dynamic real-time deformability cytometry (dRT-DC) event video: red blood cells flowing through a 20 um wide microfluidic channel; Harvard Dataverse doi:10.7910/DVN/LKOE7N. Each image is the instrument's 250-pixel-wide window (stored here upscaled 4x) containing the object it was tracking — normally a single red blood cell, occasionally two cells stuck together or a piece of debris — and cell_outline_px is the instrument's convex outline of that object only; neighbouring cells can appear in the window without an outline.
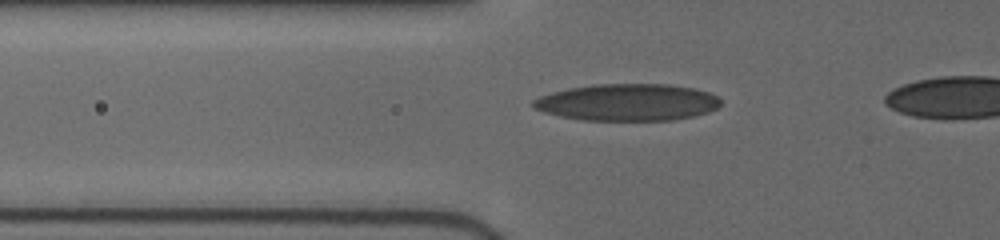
{"species": "human", "species_latin": "Homo sapiens", "temperature_condition": "cold", "stored_images_in_passage": 7, "camera_frame_rate_fps": 3000, "um_per_image_px": 0.085, "donor": {"sex": "female"}, "frame": {"image": 1, "passage_image": 4, "time_ms": 2.0, "image_size_px": [1000, 240], "cell_outline_px": [[720, 104], [716, 108], [708, 112], [692, 116], [672, 120], [584, 120], [560, 116], [544, 112], [532, 108], [532, 100], [540, 96], [552, 92], [568, 88], [592, 84], [668, 84], [692, 88], [708, 92], [716, 96], [720, 100]], "centroid_in_image_um": [53.29, 8.69], "position_along_channel_um": 72.5, "area_um2": 40.29}}
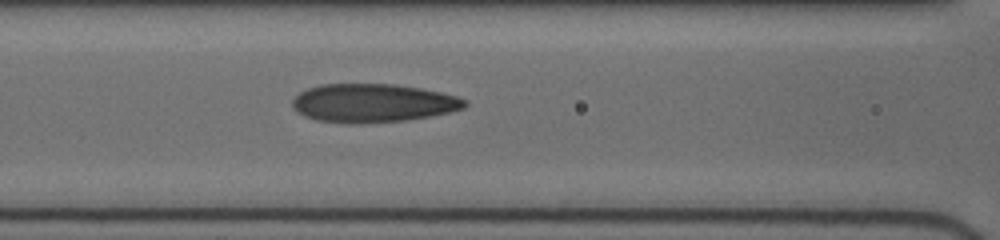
{"frame": {"image": 2, "passage_image": 7, "time_ms": 3.667, "image_size_px": [1000, 240], "cell_outline_px": [[468, 104], [464, 108], [432, 116], [404, 120], [360, 124], [348, 124], [316, 120], [304, 116], [296, 112], [292, 108], [292, 100], [300, 92], [308, 88], [320, 84], [396, 84], [420, 88], [440, 92], [456, 96], [468, 100]], "centroid_in_image_um": [31.67, 8.76], "position_along_channel_um": 134.9, "area_um2": 38.96}}